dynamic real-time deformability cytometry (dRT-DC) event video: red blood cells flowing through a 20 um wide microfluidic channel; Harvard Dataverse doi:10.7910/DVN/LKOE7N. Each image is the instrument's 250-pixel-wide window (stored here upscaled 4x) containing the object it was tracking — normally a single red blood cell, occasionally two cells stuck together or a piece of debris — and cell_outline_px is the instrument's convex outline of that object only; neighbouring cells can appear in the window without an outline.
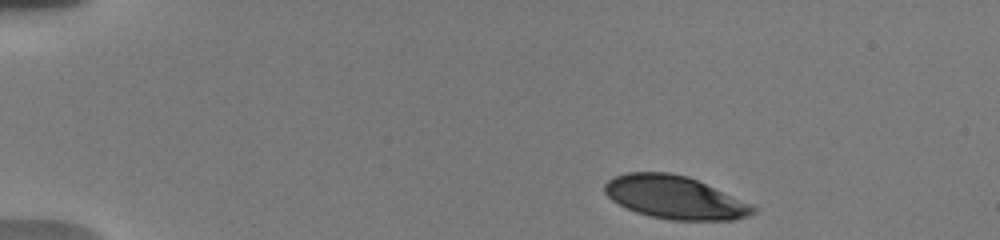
{"species": "human", "species_latin": "Homo sapiens", "temperature_condition": "warm", "stored_images_in_passage": 41, "camera_frame_rate_fps": 3000, "um_per_image_px": 0.085, "donor": {"sex": "male"}, "frame": {"image": 1, "passage_image": 1, "time_ms": 0.0, "image_size_px": [1000, 240], "cell_outline_px": [[756, 212], [748, 216], [732, 220], [672, 220], [648, 216], [636, 212], [612, 200], [604, 192], [604, 184], [612, 176], [628, 172], [668, 172], [688, 176], [752, 204], [756, 208]], "centroid_in_image_um": [57.35, 16.77], "position_along_channel_um": 27.7, "area_um2": 37.17}}
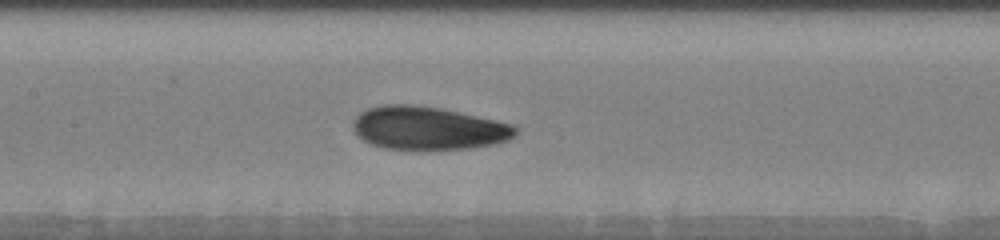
{"frame": {"image": 2, "passage_image": 14, "time_ms": 6.333, "image_size_px": [1000, 240], "cell_outline_px": [[520, 128], [508, 140], [492, 144], [468, 148], [384, 148], [372, 144], [364, 140], [352, 128], [352, 120], [360, 112], [368, 108], [380, 104], [412, 104], [444, 108], [516, 124]], "centroid_in_image_um": [36.41, 10.85], "position_along_channel_um": 171.0, "area_um2": 40.86}}
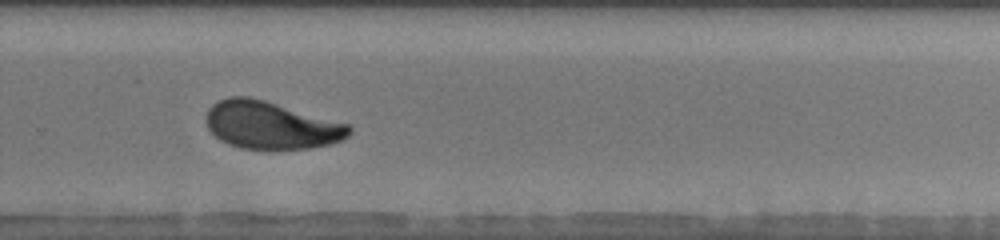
{"frame": {"image": 3, "passage_image": 27, "time_ms": 10.0, "image_size_px": [1000, 240], "cell_outline_px": [[352, 132], [348, 136], [340, 140], [328, 144], [308, 148], [240, 148], [228, 144], [220, 140], [208, 128], [208, 108], [212, 104], [228, 96], [248, 96], [264, 100], [348, 124], [352, 128]], "centroid_in_image_um": [23.02, 10.63], "position_along_channel_um": 306.8, "area_um2": 39.02}, "authors_computed_cell_mechanics": {"area_um2": 40.2288, "velocity_mm_per_s": 3.7122, "shape_relaxation_time_tau1_ms": 4.0497, "shape_relaxation_time_tau2_ms": 1.5496, "deformation_change_tau1": 0.1625, "deformation_change_tau2": 0.066}}